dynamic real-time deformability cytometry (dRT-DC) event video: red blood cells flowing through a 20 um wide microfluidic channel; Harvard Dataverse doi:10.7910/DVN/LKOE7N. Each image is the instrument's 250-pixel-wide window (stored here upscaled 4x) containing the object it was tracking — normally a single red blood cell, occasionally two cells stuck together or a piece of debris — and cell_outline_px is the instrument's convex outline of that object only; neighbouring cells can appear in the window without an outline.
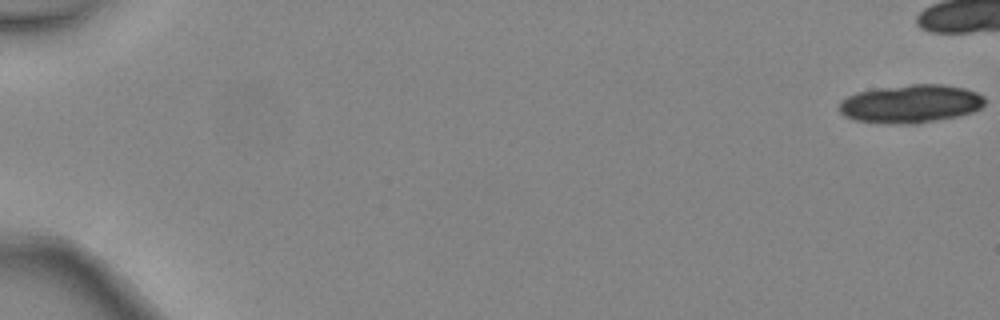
{"species": "common noctule bat (a hibernating species)", "species_latin": "Nyctalus noctula", "temperature_condition": "warm", "stored_images_in_passage": 7, "camera_frame_rate_fps": 3000, "um_per_image_px": 0.085, "animal": {"sex": "female", "body_mass_g": 24.6, "forearm_length_mm": 56.2}, "frame": {"image": 1, "passage_image": 1, "time_ms": 0.0, "image_size_px": [1000, 320], "cell_outline_px": [[984, 104], [980, 108], [972, 112], [960, 116], [920, 124], [908, 124], [856, 120], [844, 116], [840, 112], [840, 100], [856, 92], [876, 88], [912, 84], [944, 84], [964, 88], [976, 92], [984, 96]], "centroid_in_image_um": [77.43, 8.81], "position_along_channel_um": 7.6, "area_um2": 32.54}}